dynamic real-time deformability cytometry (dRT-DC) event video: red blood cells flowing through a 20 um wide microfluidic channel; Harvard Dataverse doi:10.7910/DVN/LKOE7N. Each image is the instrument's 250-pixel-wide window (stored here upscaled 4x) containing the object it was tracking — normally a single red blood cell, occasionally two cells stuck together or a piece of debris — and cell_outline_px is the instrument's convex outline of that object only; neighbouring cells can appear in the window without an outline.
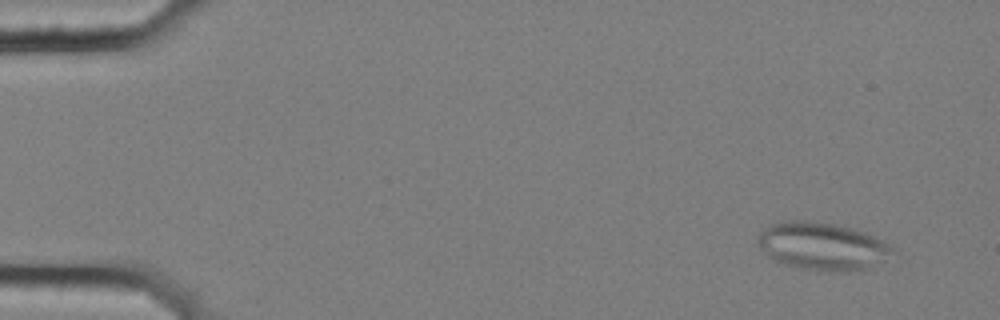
{"species": "common noctule bat (a hibernating species)", "species_latin": "Nyctalus noctula", "temperature_condition": "cold", "stored_images_in_passage": 54, "segment_of_instrument_passage": [1, 2], "camera_frame_rate_fps": 3000, "um_per_image_px": 0.085, "animal": {"sex": "female", "body_mass_g": 25.1}, "frame": {"image": 1, "passage_image": 1, "time_ms": 0.0, "image_size_px": [1000, 320], "cell_outline_px": [[892, 252], [884, 260], [868, 268], [848, 272], [828, 272], [796, 268], [772, 260], [760, 248], [760, 232], [768, 224], [784, 220], [812, 220], [852, 228], [864, 232], [884, 240], [892, 248]], "centroid_in_image_um": [69.87, 20.93], "position_along_channel_um": 15.1, "area_um2": 37.63}}